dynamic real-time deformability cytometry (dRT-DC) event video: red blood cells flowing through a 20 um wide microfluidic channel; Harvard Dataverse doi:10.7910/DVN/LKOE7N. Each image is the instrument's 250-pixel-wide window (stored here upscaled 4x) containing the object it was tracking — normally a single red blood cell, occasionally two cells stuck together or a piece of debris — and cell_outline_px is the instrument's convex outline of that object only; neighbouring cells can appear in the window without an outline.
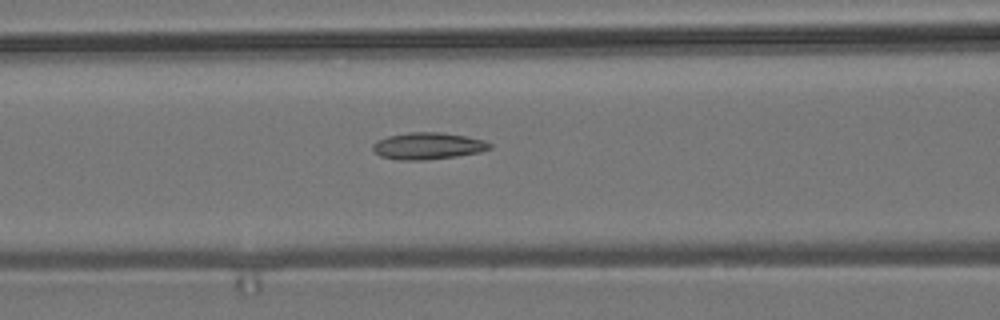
{"species": "common noctule bat (a hibernating species)", "species_latin": "Nyctalus noctula", "temperature_condition": "room temperature", "stored_images_in_passage": 8, "segment_of_instrument_passage": [1, 2], "camera_frame_rate_fps": 3000, "um_per_image_px": 0.085, "animal": {"sex": "male", "body_mass_g": 19.2, "forearm_length_mm": 51.8}, "frame": {"image": 1, "passage_image": 7, "time_ms": 8.333, "image_size_px": [1000, 320], "cell_outline_px": [[492, 148], [480, 152], [456, 156], [424, 160], [400, 160], [380, 156], [372, 148], [372, 144], [376, 140], [388, 136], [408, 132], [440, 132], [464, 136], [484, 140], [492, 144]], "centroid_in_image_um": [36.36, 12.4], "position_along_channel_um": 130.2, "area_um2": 18.26}}